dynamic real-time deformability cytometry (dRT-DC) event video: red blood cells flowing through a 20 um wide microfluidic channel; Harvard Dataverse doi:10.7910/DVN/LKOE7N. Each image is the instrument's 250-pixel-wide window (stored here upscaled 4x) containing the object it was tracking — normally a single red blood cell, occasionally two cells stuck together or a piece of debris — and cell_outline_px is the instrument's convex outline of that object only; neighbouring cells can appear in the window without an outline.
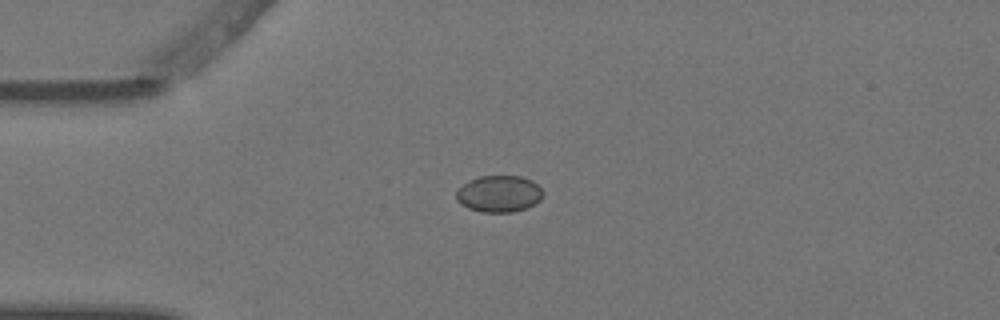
{"species": "Egyptian fruit bat (a non-hibernating species)", "species_latin": "Rousettus aegyptiacus", "temperature_condition": "warm", "stored_images_in_passage": 4, "camera_frame_rate_fps": 3000, "um_per_image_px": 0.085, "animal": {"sex": "female"}, "frame": {"image": 1, "passage_image": 4, "time_ms": 1.0, "image_size_px": [1000, 320], "cell_outline_px": [[544, 196], [536, 204], [512, 212], [480, 212], [468, 208], [460, 204], [456, 200], [456, 188], [468, 180], [480, 176], [520, 176], [532, 180], [544, 192]], "centroid_in_image_um": [42.39, 16.47], "position_along_channel_um": 42.6, "area_um2": 18.79}}